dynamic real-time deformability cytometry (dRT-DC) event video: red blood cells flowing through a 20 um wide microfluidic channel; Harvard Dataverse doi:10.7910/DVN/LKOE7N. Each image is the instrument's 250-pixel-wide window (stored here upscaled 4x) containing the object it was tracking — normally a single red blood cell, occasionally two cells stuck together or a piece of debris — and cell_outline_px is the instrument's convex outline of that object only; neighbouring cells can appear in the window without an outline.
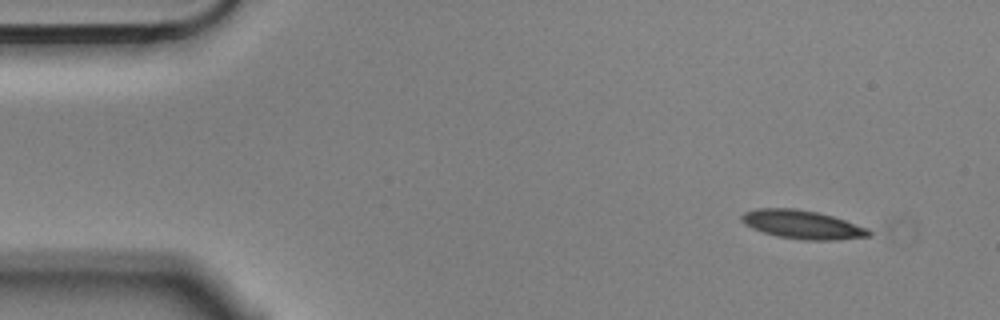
{"species": "Egyptian fruit bat (a non-hibernating species)", "species_latin": "Rousettus aegyptiacus", "temperature_condition": "cold", "stored_images_in_passage": 4, "camera_frame_rate_fps": 3000, "um_per_image_px": 0.085, "animal": {"sex": "male"}, "frame": {"image": 1, "passage_image": 1, "time_ms": 0.0, "image_size_px": [1000, 320], "cell_outline_px": [[872, 236], [836, 240], [804, 240], [776, 236], [752, 228], [744, 224], [740, 220], [740, 216], [744, 212], [756, 208], [796, 208], [816, 212], [832, 216], [868, 228], [872, 232]], "centroid_in_image_um": [68.18, 19.09], "position_along_channel_um": 16.8, "area_um2": 21.27}}
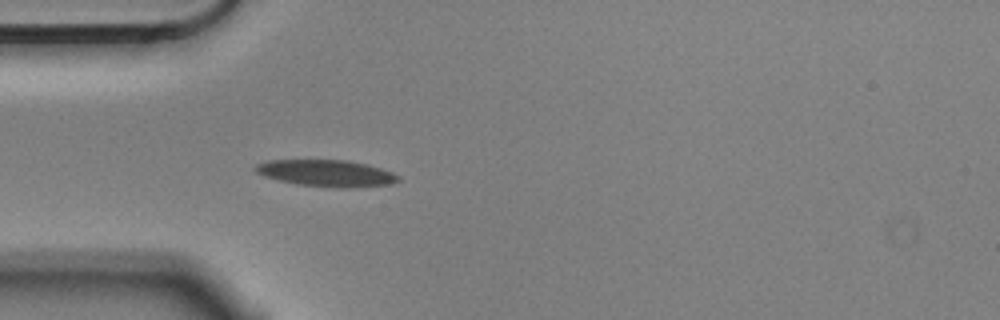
{"frame": {"image": 2, "passage_image": 4, "time_ms": 1.0, "image_size_px": [1000, 320], "cell_outline_px": [[400, 180], [392, 184], [352, 188], [340, 188], [296, 184], [264, 176], [256, 172], [252, 168], [256, 164], [268, 160], [344, 160], [368, 164], [392, 172], [400, 176]], "centroid_in_image_um": [27.76, 14.72], "position_along_channel_um": 57.2, "area_um2": 22.31}}